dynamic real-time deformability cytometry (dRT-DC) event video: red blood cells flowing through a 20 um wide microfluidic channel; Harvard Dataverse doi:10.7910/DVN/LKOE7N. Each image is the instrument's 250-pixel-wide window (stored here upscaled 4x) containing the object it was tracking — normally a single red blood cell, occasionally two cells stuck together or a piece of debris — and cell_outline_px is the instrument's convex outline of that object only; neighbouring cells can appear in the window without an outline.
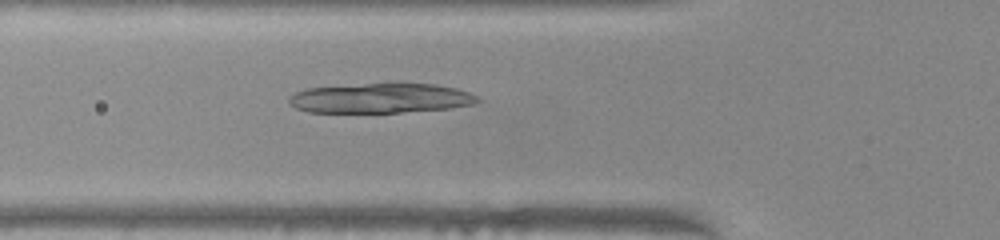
{"species": "common noctule bat (a hibernating species)", "species_latin": "Nyctalus noctula", "temperature_condition": "warm", "stored_images_in_passage": 42, "camera_frame_rate_fps": 3000, "um_per_image_px": 0.085, "animal": {"sex": "female", "body_mass_g": 22.0, "forearm_length_mm": 56.7}, "frame": {"image": 1, "passage_image": 9, "time_ms": 2.667, "image_size_px": [1000, 240], "cell_outline_px": [[480, 100], [472, 104], [448, 108], [400, 112], [308, 112], [296, 108], [288, 100], [288, 96], [296, 92], [308, 88], [368, 84], [436, 84], [456, 88], [468, 92], [476, 96]], "centroid_in_image_um": [32.34, 8.35], "position_along_channel_um": 93.5, "area_um2": 32.14}}
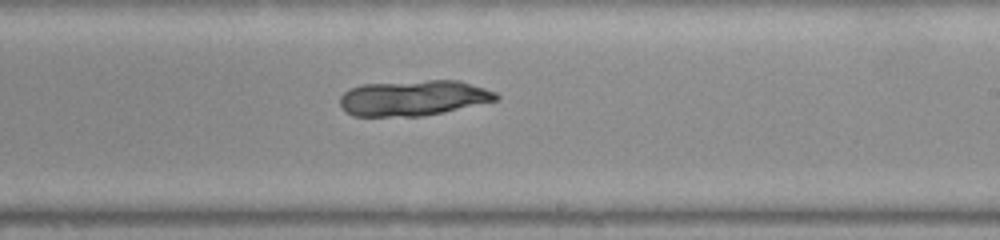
{"frame": {"image": 2, "passage_image": 21, "time_ms": 6.667, "image_size_px": [1000, 240], "cell_outline_px": [[500, 100], [444, 112], [424, 116], [352, 116], [344, 112], [340, 108], [340, 96], [344, 92], [352, 88], [364, 84], [428, 80], [456, 80], [484, 88], [496, 92], [500, 96]], "centroid_in_image_um": [35.14, 8.34], "position_along_channel_um": 253.9, "area_um2": 32.48}}
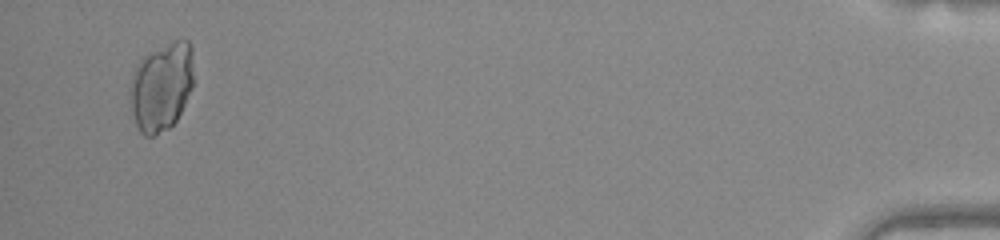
{"frame": {"image": 3, "passage_image": 40, "time_ms": 13.0, "image_size_px": [1000, 240], "cell_outline_px": [[192, 88], [176, 120], [168, 128], [152, 136], [144, 136], [140, 132], [136, 124], [132, 112], [128, 92], [128, 88], [132, 72], [144, 56], [176, 40], [188, 40], [192, 48]], "centroid_in_image_um": [13.69, 7.39], "position_along_channel_um": 421.5, "area_um2": 32.54}}